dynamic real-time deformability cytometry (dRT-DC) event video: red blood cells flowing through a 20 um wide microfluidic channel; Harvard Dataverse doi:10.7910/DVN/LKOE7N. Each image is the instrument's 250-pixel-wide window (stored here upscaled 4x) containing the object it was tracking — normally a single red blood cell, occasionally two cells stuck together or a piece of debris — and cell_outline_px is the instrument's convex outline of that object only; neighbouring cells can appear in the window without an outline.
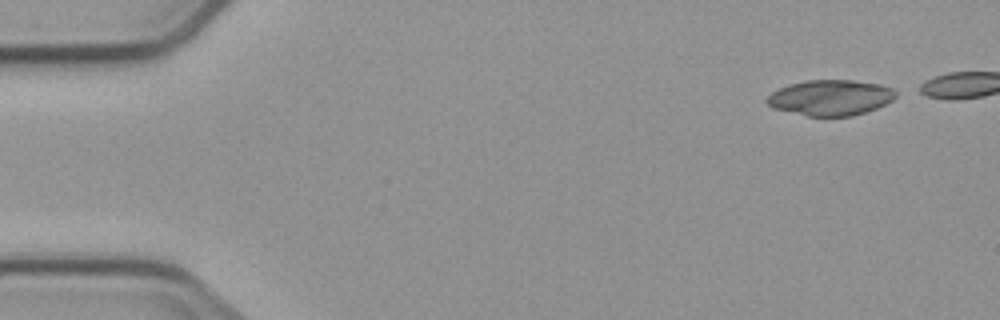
{"species": "common noctule bat (a hibernating species)", "species_latin": "Nyctalus noctula", "temperature_condition": "cold", "stored_images_in_passage": 6, "camera_frame_rate_fps": 3000, "um_per_image_px": 0.085, "animal": {"sex": "male", "body_mass_g": 23.1, "forearm_length_mm": 52.7}, "frame": {"image": 1, "passage_image": 6, "time_ms": 6.0, "image_size_px": [1000, 320], "cell_outline_px": [[896, 96], [892, 100], [876, 108], [852, 116], [808, 116], [772, 108], [764, 100], [772, 92], [780, 88], [804, 80], [852, 80], [880, 84], [892, 88], [896, 92]], "centroid_in_image_um": [70.58, 8.3], "position_along_channel_um": 14.4, "area_um2": 26.59}}